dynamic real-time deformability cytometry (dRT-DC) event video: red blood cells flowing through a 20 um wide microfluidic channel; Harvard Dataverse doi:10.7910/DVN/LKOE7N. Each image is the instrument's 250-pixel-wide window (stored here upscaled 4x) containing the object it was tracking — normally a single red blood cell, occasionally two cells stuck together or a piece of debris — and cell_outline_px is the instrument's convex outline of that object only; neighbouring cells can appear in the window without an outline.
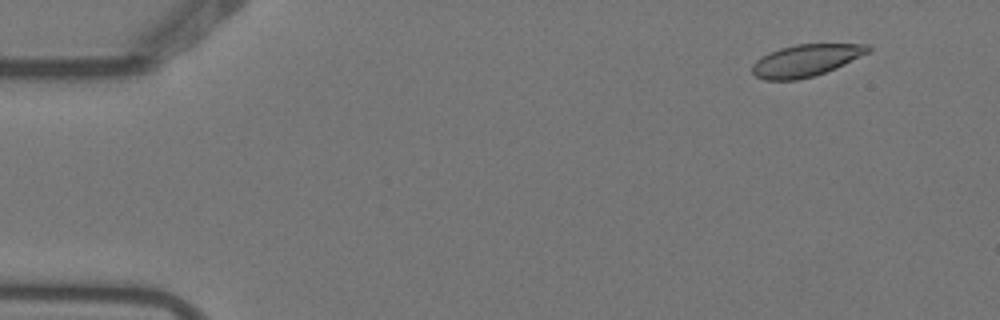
{"species": "Egyptian fruit bat (a non-hibernating species)", "species_latin": "Rousettus aegyptiacus", "temperature_condition": "warm", "stored_images_in_passage": 6, "segment_of_instrument_passage": [1, 2], "camera_frame_rate_fps": 3000, "um_per_image_px": 0.085, "animal": {"sex": "female"}, "frame": {"image": 1, "passage_image": 2, "time_ms": 0.333, "image_size_px": [1000, 320], "cell_outline_px": [[872, 48], [868, 52], [836, 68], [812, 76], [796, 80], [764, 80], [756, 76], [752, 72], [752, 64], [756, 60], [780, 48], [796, 44], [868, 44]], "centroid_in_image_um": [68.49, 5.14], "position_along_channel_um": 16.5, "area_um2": 21.27}}
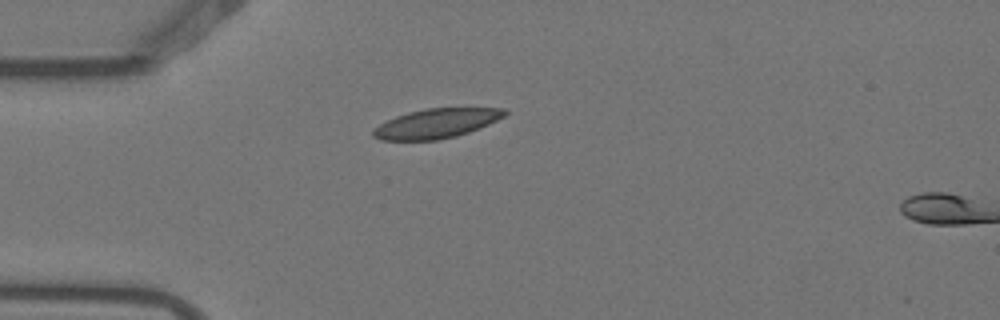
{"frame": {"image": 2, "passage_image": 5, "time_ms": 1.333, "image_size_px": [1000, 320], "cell_outline_px": [[508, 112], [504, 116], [488, 124], [468, 132], [456, 136], [436, 140], [380, 140], [372, 136], [372, 132], [380, 124], [396, 116], [408, 112], [428, 108], [508, 108]], "centroid_in_image_um": [37.1, 10.49], "position_along_channel_um": 47.9, "area_um2": 22.37}}